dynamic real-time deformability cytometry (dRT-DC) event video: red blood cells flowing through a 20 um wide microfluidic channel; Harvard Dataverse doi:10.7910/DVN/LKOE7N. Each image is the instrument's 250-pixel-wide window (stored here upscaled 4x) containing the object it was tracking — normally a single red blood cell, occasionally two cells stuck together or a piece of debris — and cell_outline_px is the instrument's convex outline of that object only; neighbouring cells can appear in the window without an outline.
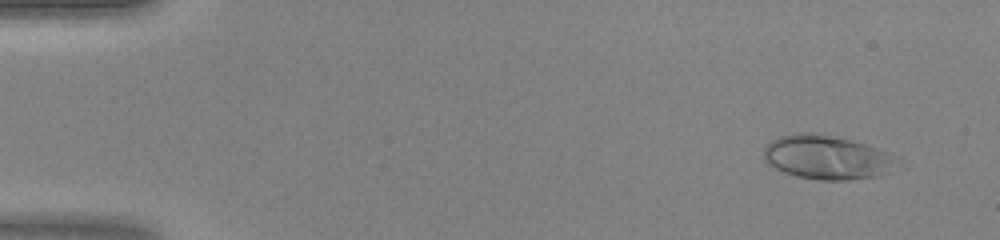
{"species": "human", "species_latin": "Homo sapiens", "temperature_condition": "warm", "stored_images_in_passage": 47, "camera_frame_rate_fps": 3000, "um_per_image_px": 0.085, "donor": {"sex": "female"}, "frame": {"image": 1, "passage_image": 4, "time_ms": 1.0, "image_size_px": [1000, 240], "cell_outline_px": [[896, 156], [888, 172], [876, 176], [848, 180], [820, 180], [796, 176], [784, 172], [768, 164], [764, 156], [764, 148], [772, 140], [780, 136], [796, 132], [812, 132], [836, 136], [852, 140], [892, 152]], "centroid_in_image_um": [70.26, 13.35], "position_along_channel_um": 14.7, "area_um2": 34.1}}
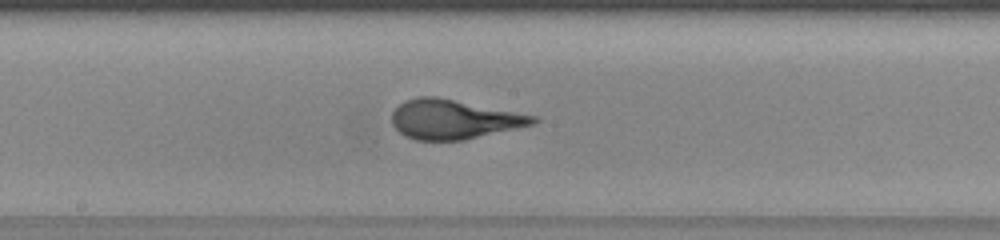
{"frame": {"image": 2, "passage_image": 26, "time_ms": 8.333, "image_size_px": [1000, 240], "cell_outline_px": [[540, 120], [536, 124], [464, 140], [416, 140], [404, 136], [392, 124], [392, 112], [404, 100], [416, 96], [436, 96], [540, 116]], "centroid_in_image_um": [38.61, 10.13], "position_along_channel_um": 209.6, "area_um2": 32.77}}
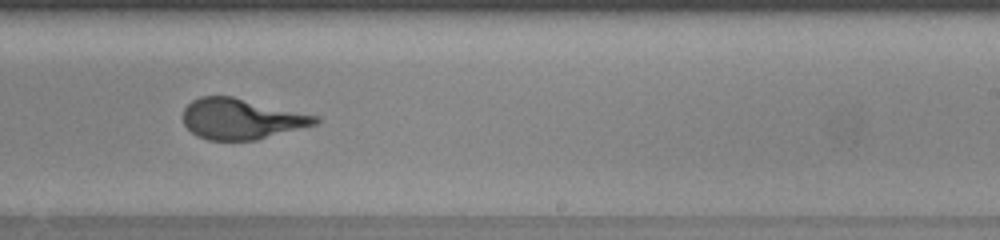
{"frame": {"image": 3, "passage_image": 30, "time_ms": 9.667, "image_size_px": [1000, 240], "cell_outline_px": [[320, 120], [316, 124], [256, 140], [208, 140], [196, 136], [184, 124], [184, 108], [192, 100], [200, 96], [232, 96], [320, 116]], "centroid_in_image_um": [20.52, 10.1], "position_along_channel_um": 268.5, "area_um2": 31.27}}